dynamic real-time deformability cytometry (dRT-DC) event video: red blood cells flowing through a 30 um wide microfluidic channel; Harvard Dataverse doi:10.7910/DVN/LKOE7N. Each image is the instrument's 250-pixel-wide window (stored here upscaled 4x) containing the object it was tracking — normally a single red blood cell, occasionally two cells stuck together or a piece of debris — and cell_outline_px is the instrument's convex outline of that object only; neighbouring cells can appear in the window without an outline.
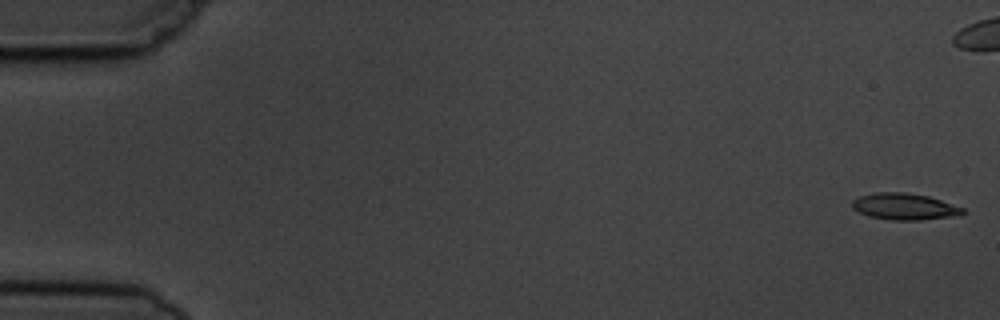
{"species": "common noctule bat (a hibernating species)", "species_latin": "Nyctalus noctula", "temperature_condition": "cold", "stored_images_in_passage": 6, "camera_frame_rate_fps": 3000, "um_per_image_px": 0.085, "animal": {"sex": "male", "body_mass_g": 19.5, "forearm_length_mm": 54.6}, "frame": {"image": 1, "passage_image": 1, "time_ms": 0.0, "image_size_px": [1000, 320], "cell_outline_px": [[968, 212], [948, 216], [920, 220], [892, 220], [868, 216], [852, 208], [852, 200], [860, 196], [876, 192], [904, 192], [928, 196], [964, 208]], "centroid_in_image_um": [76.84, 17.55], "position_along_channel_um": 8.2, "area_um2": 16.88}}